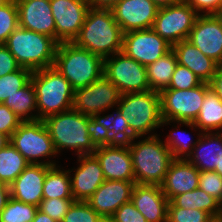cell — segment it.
I'll return each mask as SVG.
<instances>
[{
  "instance_id": "ffe728a7",
  "label": "cell",
  "mask_w": 222,
  "mask_h": 222,
  "mask_svg": "<svg viewBox=\"0 0 222 222\" xmlns=\"http://www.w3.org/2000/svg\"><path fill=\"white\" fill-rule=\"evenodd\" d=\"M18 8L19 26L56 40L55 20L50 0H15Z\"/></svg>"
},
{
  "instance_id": "3957f363",
  "label": "cell",
  "mask_w": 222,
  "mask_h": 222,
  "mask_svg": "<svg viewBox=\"0 0 222 222\" xmlns=\"http://www.w3.org/2000/svg\"><path fill=\"white\" fill-rule=\"evenodd\" d=\"M53 67L71 84L74 90L88 86L104 73V59L77 47L73 42L58 44Z\"/></svg>"
},
{
  "instance_id": "7dc6e473",
  "label": "cell",
  "mask_w": 222,
  "mask_h": 222,
  "mask_svg": "<svg viewBox=\"0 0 222 222\" xmlns=\"http://www.w3.org/2000/svg\"><path fill=\"white\" fill-rule=\"evenodd\" d=\"M210 88L218 95L222 101V65H219L212 81L209 83Z\"/></svg>"
},
{
  "instance_id": "816d5d0a",
  "label": "cell",
  "mask_w": 222,
  "mask_h": 222,
  "mask_svg": "<svg viewBox=\"0 0 222 222\" xmlns=\"http://www.w3.org/2000/svg\"><path fill=\"white\" fill-rule=\"evenodd\" d=\"M151 1L154 2L158 6V8H160L176 4L181 0H151Z\"/></svg>"
},
{
  "instance_id": "d590c367",
  "label": "cell",
  "mask_w": 222,
  "mask_h": 222,
  "mask_svg": "<svg viewBox=\"0 0 222 222\" xmlns=\"http://www.w3.org/2000/svg\"><path fill=\"white\" fill-rule=\"evenodd\" d=\"M184 133L186 132L179 133L178 129L171 131L170 135L163 141L169 148L173 159H188L197 144L198 138L192 142L191 136L189 134H185V136Z\"/></svg>"
},
{
  "instance_id": "74e56055",
  "label": "cell",
  "mask_w": 222,
  "mask_h": 222,
  "mask_svg": "<svg viewBox=\"0 0 222 222\" xmlns=\"http://www.w3.org/2000/svg\"><path fill=\"white\" fill-rule=\"evenodd\" d=\"M102 217L97 214L87 201H74L62 222H101Z\"/></svg>"
},
{
  "instance_id": "ee69618b",
  "label": "cell",
  "mask_w": 222,
  "mask_h": 222,
  "mask_svg": "<svg viewBox=\"0 0 222 222\" xmlns=\"http://www.w3.org/2000/svg\"><path fill=\"white\" fill-rule=\"evenodd\" d=\"M201 15H222V0H184ZM203 13V14H202Z\"/></svg>"
},
{
  "instance_id": "ab89813d",
  "label": "cell",
  "mask_w": 222,
  "mask_h": 222,
  "mask_svg": "<svg viewBox=\"0 0 222 222\" xmlns=\"http://www.w3.org/2000/svg\"><path fill=\"white\" fill-rule=\"evenodd\" d=\"M202 83L186 66L177 64L167 89L188 90Z\"/></svg>"
},
{
  "instance_id": "8992f818",
  "label": "cell",
  "mask_w": 222,
  "mask_h": 222,
  "mask_svg": "<svg viewBox=\"0 0 222 222\" xmlns=\"http://www.w3.org/2000/svg\"><path fill=\"white\" fill-rule=\"evenodd\" d=\"M89 119L90 117L71 109L43 120L57 154L63 149L75 150L78 156L94 153L96 147L87 130Z\"/></svg>"
},
{
  "instance_id": "7bdbcfd3",
  "label": "cell",
  "mask_w": 222,
  "mask_h": 222,
  "mask_svg": "<svg viewBox=\"0 0 222 222\" xmlns=\"http://www.w3.org/2000/svg\"><path fill=\"white\" fill-rule=\"evenodd\" d=\"M115 222H147L146 218L130 201L122 204L111 217Z\"/></svg>"
},
{
  "instance_id": "4316f807",
  "label": "cell",
  "mask_w": 222,
  "mask_h": 222,
  "mask_svg": "<svg viewBox=\"0 0 222 222\" xmlns=\"http://www.w3.org/2000/svg\"><path fill=\"white\" fill-rule=\"evenodd\" d=\"M167 207L192 208L209 213L217 222L222 218V204L200 188L173 197Z\"/></svg>"
},
{
  "instance_id": "f546056e",
  "label": "cell",
  "mask_w": 222,
  "mask_h": 222,
  "mask_svg": "<svg viewBox=\"0 0 222 222\" xmlns=\"http://www.w3.org/2000/svg\"><path fill=\"white\" fill-rule=\"evenodd\" d=\"M52 198H73L70 172L58 165L52 166L47 171L43 184V199Z\"/></svg>"
},
{
  "instance_id": "8d00e7d4",
  "label": "cell",
  "mask_w": 222,
  "mask_h": 222,
  "mask_svg": "<svg viewBox=\"0 0 222 222\" xmlns=\"http://www.w3.org/2000/svg\"><path fill=\"white\" fill-rule=\"evenodd\" d=\"M167 222H217L209 213L192 208L167 207Z\"/></svg>"
},
{
  "instance_id": "277c9868",
  "label": "cell",
  "mask_w": 222,
  "mask_h": 222,
  "mask_svg": "<svg viewBox=\"0 0 222 222\" xmlns=\"http://www.w3.org/2000/svg\"><path fill=\"white\" fill-rule=\"evenodd\" d=\"M31 81L35 90L38 120L72 109L74 89L53 66L33 71Z\"/></svg>"
},
{
  "instance_id": "836d02e7",
  "label": "cell",
  "mask_w": 222,
  "mask_h": 222,
  "mask_svg": "<svg viewBox=\"0 0 222 222\" xmlns=\"http://www.w3.org/2000/svg\"><path fill=\"white\" fill-rule=\"evenodd\" d=\"M32 71L20 67L17 71L0 77V103L12 97L31 80Z\"/></svg>"
},
{
  "instance_id": "cb8c5ba5",
  "label": "cell",
  "mask_w": 222,
  "mask_h": 222,
  "mask_svg": "<svg viewBox=\"0 0 222 222\" xmlns=\"http://www.w3.org/2000/svg\"><path fill=\"white\" fill-rule=\"evenodd\" d=\"M177 63L186 66L200 81L210 83L219 64L210 57L205 56L190 41L182 40L172 45Z\"/></svg>"
},
{
  "instance_id": "ac0fdd59",
  "label": "cell",
  "mask_w": 222,
  "mask_h": 222,
  "mask_svg": "<svg viewBox=\"0 0 222 222\" xmlns=\"http://www.w3.org/2000/svg\"><path fill=\"white\" fill-rule=\"evenodd\" d=\"M134 184L135 181L105 180L87 202L102 218H111L122 204L131 201Z\"/></svg>"
},
{
  "instance_id": "6da1fadb",
  "label": "cell",
  "mask_w": 222,
  "mask_h": 222,
  "mask_svg": "<svg viewBox=\"0 0 222 222\" xmlns=\"http://www.w3.org/2000/svg\"><path fill=\"white\" fill-rule=\"evenodd\" d=\"M73 43L104 59L122 51L123 32L111 9L90 8Z\"/></svg>"
},
{
  "instance_id": "f35d334b",
  "label": "cell",
  "mask_w": 222,
  "mask_h": 222,
  "mask_svg": "<svg viewBox=\"0 0 222 222\" xmlns=\"http://www.w3.org/2000/svg\"><path fill=\"white\" fill-rule=\"evenodd\" d=\"M75 200L73 198H52V199H42L38 210L47 214L49 217L57 222H62L65 214L71 207Z\"/></svg>"
},
{
  "instance_id": "d6a6232c",
  "label": "cell",
  "mask_w": 222,
  "mask_h": 222,
  "mask_svg": "<svg viewBox=\"0 0 222 222\" xmlns=\"http://www.w3.org/2000/svg\"><path fill=\"white\" fill-rule=\"evenodd\" d=\"M38 207L10 197L0 212V222H32Z\"/></svg>"
},
{
  "instance_id": "7402d4cb",
  "label": "cell",
  "mask_w": 222,
  "mask_h": 222,
  "mask_svg": "<svg viewBox=\"0 0 222 222\" xmlns=\"http://www.w3.org/2000/svg\"><path fill=\"white\" fill-rule=\"evenodd\" d=\"M131 202L147 222H167L168 199L161 186L134 184Z\"/></svg>"
},
{
  "instance_id": "44dd1931",
  "label": "cell",
  "mask_w": 222,
  "mask_h": 222,
  "mask_svg": "<svg viewBox=\"0 0 222 222\" xmlns=\"http://www.w3.org/2000/svg\"><path fill=\"white\" fill-rule=\"evenodd\" d=\"M51 167L43 164H29L10 184L11 197L38 207L43 199L46 173Z\"/></svg>"
},
{
  "instance_id": "f1b7e54d",
  "label": "cell",
  "mask_w": 222,
  "mask_h": 222,
  "mask_svg": "<svg viewBox=\"0 0 222 222\" xmlns=\"http://www.w3.org/2000/svg\"><path fill=\"white\" fill-rule=\"evenodd\" d=\"M3 104L9 107L21 121L38 120L35 90L31 80L12 97L7 98Z\"/></svg>"
},
{
  "instance_id": "e0dca14e",
  "label": "cell",
  "mask_w": 222,
  "mask_h": 222,
  "mask_svg": "<svg viewBox=\"0 0 222 222\" xmlns=\"http://www.w3.org/2000/svg\"><path fill=\"white\" fill-rule=\"evenodd\" d=\"M77 168L70 172L71 190L75 201H87L105 181L100 162L94 154L77 156ZM71 172L74 174L71 175Z\"/></svg>"
},
{
  "instance_id": "4fadbf2b",
  "label": "cell",
  "mask_w": 222,
  "mask_h": 222,
  "mask_svg": "<svg viewBox=\"0 0 222 222\" xmlns=\"http://www.w3.org/2000/svg\"><path fill=\"white\" fill-rule=\"evenodd\" d=\"M171 50L172 45L153 29L123 33L122 52L144 66L154 63Z\"/></svg>"
},
{
  "instance_id": "d6986e66",
  "label": "cell",
  "mask_w": 222,
  "mask_h": 222,
  "mask_svg": "<svg viewBox=\"0 0 222 222\" xmlns=\"http://www.w3.org/2000/svg\"><path fill=\"white\" fill-rule=\"evenodd\" d=\"M93 154L100 162L105 180L135 181L128 144L97 147Z\"/></svg>"
},
{
  "instance_id": "5bb4252c",
  "label": "cell",
  "mask_w": 222,
  "mask_h": 222,
  "mask_svg": "<svg viewBox=\"0 0 222 222\" xmlns=\"http://www.w3.org/2000/svg\"><path fill=\"white\" fill-rule=\"evenodd\" d=\"M50 6L55 20L56 41L73 42L90 9L88 0H50Z\"/></svg>"
},
{
  "instance_id": "c3c4849f",
  "label": "cell",
  "mask_w": 222,
  "mask_h": 222,
  "mask_svg": "<svg viewBox=\"0 0 222 222\" xmlns=\"http://www.w3.org/2000/svg\"><path fill=\"white\" fill-rule=\"evenodd\" d=\"M10 197V185L0 181V212L5 208Z\"/></svg>"
},
{
  "instance_id": "b9f144b4",
  "label": "cell",
  "mask_w": 222,
  "mask_h": 222,
  "mask_svg": "<svg viewBox=\"0 0 222 222\" xmlns=\"http://www.w3.org/2000/svg\"><path fill=\"white\" fill-rule=\"evenodd\" d=\"M22 121L18 116L5 104L0 103V132L9 138L19 127Z\"/></svg>"
},
{
  "instance_id": "ba28073f",
  "label": "cell",
  "mask_w": 222,
  "mask_h": 222,
  "mask_svg": "<svg viewBox=\"0 0 222 222\" xmlns=\"http://www.w3.org/2000/svg\"><path fill=\"white\" fill-rule=\"evenodd\" d=\"M9 142L30 164L57 165L56 161L49 160L50 157L57 156V152L43 120L22 121Z\"/></svg>"
},
{
  "instance_id": "7c38bea8",
  "label": "cell",
  "mask_w": 222,
  "mask_h": 222,
  "mask_svg": "<svg viewBox=\"0 0 222 222\" xmlns=\"http://www.w3.org/2000/svg\"><path fill=\"white\" fill-rule=\"evenodd\" d=\"M121 97L117 87L102 75L86 87L74 90L72 109L88 117L106 113L117 106Z\"/></svg>"
},
{
  "instance_id": "52a82bcc",
  "label": "cell",
  "mask_w": 222,
  "mask_h": 222,
  "mask_svg": "<svg viewBox=\"0 0 222 222\" xmlns=\"http://www.w3.org/2000/svg\"><path fill=\"white\" fill-rule=\"evenodd\" d=\"M116 109L129 122L131 134L136 137H145L156 128L161 127L162 116L159 92L121 94Z\"/></svg>"
},
{
  "instance_id": "bcb514c9",
  "label": "cell",
  "mask_w": 222,
  "mask_h": 222,
  "mask_svg": "<svg viewBox=\"0 0 222 222\" xmlns=\"http://www.w3.org/2000/svg\"><path fill=\"white\" fill-rule=\"evenodd\" d=\"M20 68L15 57L4 44H0V77L17 71Z\"/></svg>"
},
{
  "instance_id": "f5cc1de1",
  "label": "cell",
  "mask_w": 222,
  "mask_h": 222,
  "mask_svg": "<svg viewBox=\"0 0 222 222\" xmlns=\"http://www.w3.org/2000/svg\"><path fill=\"white\" fill-rule=\"evenodd\" d=\"M9 141L10 138L7 135L0 132V150L4 148L9 143Z\"/></svg>"
},
{
  "instance_id": "9a60e30c",
  "label": "cell",
  "mask_w": 222,
  "mask_h": 222,
  "mask_svg": "<svg viewBox=\"0 0 222 222\" xmlns=\"http://www.w3.org/2000/svg\"><path fill=\"white\" fill-rule=\"evenodd\" d=\"M188 40L205 56L222 65V15L198 16Z\"/></svg>"
},
{
  "instance_id": "8fae6325",
  "label": "cell",
  "mask_w": 222,
  "mask_h": 222,
  "mask_svg": "<svg viewBox=\"0 0 222 222\" xmlns=\"http://www.w3.org/2000/svg\"><path fill=\"white\" fill-rule=\"evenodd\" d=\"M199 15L184 0L158 8L152 29L171 45L187 40Z\"/></svg>"
},
{
  "instance_id": "603a6c76",
  "label": "cell",
  "mask_w": 222,
  "mask_h": 222,
  "mask_svg": "<svg viewBox=\"0 0 222 222\" xmlns=\"http://www.w3.org/2000/svg\"><path fill=\"white\" fill-rule=\"evenodd\" d=\"M199 176L200 171L187 159H174L160 186L170 201L177 195L199 188Z\"/></svg>"
},
{
  "instance_id": "60d3db41",
  "label": "cell",
  "mask_w": 222,
  "mask_h": 222,
  "mask_svg": "<svg viewBox=\"0 0 222 222\" xmlns=\"http://www.w3.org/2000/svg\"><path fill=\"white\" fill-rule=\"evenodd\" d=\"M199 188L222 204V177L215 171H200Z\"/></svg>"
},
{
  "instance_id": "e575fe53",
  "label": "cell",
  "mask_w": 222,
  "mask_h": 222,
  "mask_svg": "<svg viewBox=\"0 0 222 222\" xmlns=\"http://www.w3.org/2000/svg\"><path fill=\"white\" fill-rule=\"evenodd\" d=\"M18 26V8L15 0H3L0 3V44H5Z\"/></svg>"
},
{
  "instance_id": "9c48e42d",
  "label": "cell",
  "mask_w": 222,
  "mask_h": 222,
  "mask_svg": "<svg viewBox=\"0 0 222 222\" xmlns=\"http://www.w3.org/2000/svg\"><path fill=\"white\" fill-rule=\"evenodd\" d=\"M209 83L188 89H165L159 93L162 122L161 126L174 121L194 122L202 107Z\"/></svg>"
},
{
  "instance_id": "11a10c76",
  "label": "cell",
  "mask_w": 222,
  "mask_h": 222,
  "mask_svg": "<svg viewBox=\"0 0 222 222\" xmlns=\"http://www.w3.org/2000/svg\"><path fill=\"white\" fill-rule=\"evenodd\" d=\"M101 222H115L112 218H102Z\"/></svg>"
},
{
  "instance_id": "4dcf8cb0",
  "label": "cell",
  "mask_w": 222,
  "mask_h": 222,
  "mask_svg": "<svg viewBox=\"0 0 222 222\" xmlns=\"http://www.w3.org/2000/svg\"><path fill=\"white\" fill-rule=\"evenodd\" d=\"M29 164L9 142L0 150V181L10 185Z\"/></svg>"
},
{
  "instance_id": "f6af8a7d",
  "label": "cell",
  "mask_w": 222,
  "mask_h": 222,
  "mask_svg": "<svg viewBox=\"0 0 222 222\" xmlns=\"http://www.w3.org/2000/svg\"><path fill=\"white\" fill-rule=\"evenodd\" d=\"M87 130L91 142L96 148L107 145H115L110 140V134L108 130L102 125L97 124L91 117L88 120Z\"/></svg>"
},
{
  "instance_id": "83f0119b",
  "label": "cell",
  "mask_w": 222,
  "mask_h": 222,
  "mask_svg": "<svg viewBox=\"0 0 222 222\" xmlns=\"http://www.w3.org/2000/svg\"><path fill=\"white\" fill-rule=\"evenodd\" d=\"M177 58L171 50L154 63L146 66L150 90L161 92L169 87V83L177 66Z\"/></svg>"
},
{
  "instance_id": "7a4b0ae2",
  "label": "cell",
  "mask_w": 222,
  "mask_h": 222,
  "mask_svg": "<svg viewBox=\"0 0 222 222\" xmlns=\"http://www.w3.org/2000/svg\"><path fill=\"white\" fill-rule=\"evenodd\" d=\"M158 136L153 133L143 140L136 142L134 140L140 138L136 137L128 143L137 184L160 186L170 163L174 160L169 148Z\"/></svg>"
},
{
  "instance_id": "2e32d148",
  "label": "cell",
  "mask_w": 222,
  "mask_h": 222,
  "mask_svg": "<svg viewBox=\"0 0 222 222\" xmlns=\"http://www.w3.org/2000/svg\"><path fill=\"white\" fill-rule=\"evenodd\" d=\"M111 11L122 32L126 33L152 29L158 6L151 0H121Z\"/></svg>"
},
{
  "instance_id": "30bf717a",
  "label": "cell",
  "mask_w": 222,
  "mask_h": 222,
  "mask_svg": "<svg viewBox=\"0 0 222 222\" xmlns=\"http://www.w3.org/2000/svg\"><path fill=\"white\" fill-rule=\"evenodd\" d=\"M103 75L117 87L121 94L150 90L146 66L128 57L122 51L104 58Z\"/></svg>"
},
{
  "instance_id": "681fc988",
  "label": "cell",
  "mask_w": 222,
  "mask_h": 222,
  "mask_svg": "<svg viewBox=\"0 0 222 222\" xmlns=\"http://www.w3.org/2000/svg\"><path fill=\"white\" fill-rule=\"evenodd\" d=\"M121 0H88L90 8L94 9H111Z\"/></svg>"
},
{
  "instance_id": "1f68e13d",
  "label": "cell",
  "mask_w": 222,
  "mask_h": 222,
  "mask_svg": "<svg viewBox=\"0 0 222 222\" xmlns=\"http://www.w3.org/2000/svg\"><path fill=\"white\" fill-rule=\"evenodd\" d=\"M113 114L103 115L97 113L91 118L99 125L106 128L110 134V140L115 144H128L135 137L131 134L129 122H127L116 109Z\"/></svg>"
},
{
  "instance_id": "d4e9b609",
  "label": "cell",
  "mask_w": 222,
  "mask_h": 222,
  "mask_svg": "<svg viewBox=\"0 0 222 222\" xmlns=\"http://www.w3.org/2000/svg\"><path fill=\"white\" fill-rule=\"evenodd\" d=\"M188 161L199 171L220 169L222 161V132H200Z\"/></svg>"
},
{
  "instance_id": "5b68a950",
  "label": "cell",
  "mask_w": 222,
  "mask_h": 222,
  "mask_svg": "<svg viewBox=\"0 0 222 222\" xmlns=\"http://www.w3.org/2000/svg\"><path fill=\"white\" fill-rule=\"evenodd\" d=\"M58 44L48 35L18 26L4 45L20 67L33 72L53 66Z\"/></svg>"
},
{
  "instance_id": "db71d44e",
  "label": "cell",
  "mask_w": 222,
  "mask_h": 222,
  "mask_svg": "<svg viewBox=\"0 0 222 222\" xmlns=\"http://www.w3.org/2000/svg\"><path fill=\"white\" fill-rule=\"evenodd\" d=\"M214 171L222 177V161L220 162V169H215Z\"/></svg>"
},
{
  "instance_id": "f907efd6",
  "label": "cell",
  "mask_w": 222,
  "mask_h": 222,
  "mask_svg": "<svg viewBox=\"0 0 222 222\" xmlns=\"http://www.w3.org/2000/svg\"><path fill=\"white\" fill-rule=\"evenodd\" d=\"M32 222H57V221L49 217L47 214L41 212L40 210H37Z\"/></svg>"
},
{
  "instance_id": "484cf974",
  "label": "cell",
  "mask_w": 222,
  "mask_h": 222,
  "mask_svg": "<svg viewBox=\"0 0 222 222\" xmlns=\"http://www.w3.org/2000/svg\"><path fill=\"white\" fill-rule=\"evenodd\" d=\"M178 126L181 124L199 132H222V101L218 95L209 88L203 100L202 107L194 122L174 121ZM180 124V125H179Z\"/></svg>"
}]
</instances>
